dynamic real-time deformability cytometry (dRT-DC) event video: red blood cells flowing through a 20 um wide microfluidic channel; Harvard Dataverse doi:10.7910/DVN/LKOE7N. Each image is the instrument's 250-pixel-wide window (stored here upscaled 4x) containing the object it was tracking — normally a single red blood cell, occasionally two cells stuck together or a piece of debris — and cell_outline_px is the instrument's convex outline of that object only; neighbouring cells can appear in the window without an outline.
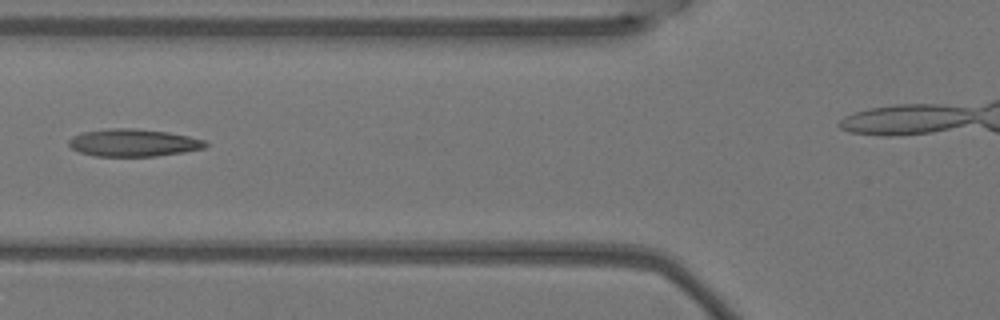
{"species": "Egyptian fruit bat (a non-hibernating species)", "species_latin": "Rousettus aegyptiacus", "temperature_condition": "warm", "stored_images_in_passage": 6, "camera_frame_rate_fps": 3000, "um_per_image_px": 0.085, "animal": {"sex": "female"}, "frame": {"image": 1, "passage_image": 6, "time_ms": 1.667, "image_size_px": [1000, 320], "cell_outline_px": [[208, 144], [204, 148], [184, 152], [156, 156], [96, 156], [80, 152], [72, 148], [68, 144], [68, 140], [72, 136], [84, 132], [112, 128], [136, 128], [168, 132], [188, 136], [204, 140]], "centroid_in_image_um": [11.34, 12.13], "position_along_channel_um": 114.5, "area_um2": 21.79}}